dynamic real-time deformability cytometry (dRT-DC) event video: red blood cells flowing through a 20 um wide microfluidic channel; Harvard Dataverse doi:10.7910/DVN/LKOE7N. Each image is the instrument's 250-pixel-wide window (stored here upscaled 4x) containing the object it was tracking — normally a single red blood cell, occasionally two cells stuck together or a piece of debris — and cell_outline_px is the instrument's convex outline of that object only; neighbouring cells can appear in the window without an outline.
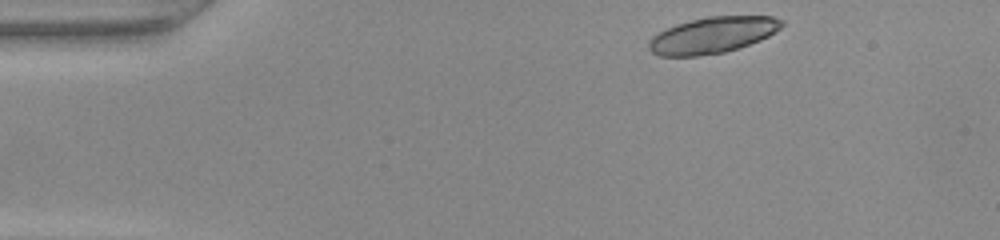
{"species": "common noctule bat (a hibernating species)", "species_latin": "Nyctalus noctula", "temperature_condition": "warm", "stored_images_in_passage": 43, "camera_frame_rate_fps": 3000, "um_per_image_px": 0.085, "animal": {"sex": "female", "body_mass_g": 22.0, "forearm_length_mm": 56.7}, "frame": {"image": 1, "passage_image": 1, "time_ms": 0.0, "image_size_px": [1000, 240], "cell_outline_px": [[784, 24], [780, 28], [768, 36], [760, 40], [724, 52], [696, 56], [660, 56], [652, 52], [648, 48], [648, 40], [652, 36], [676, 24], [708, 16], [772, 16], [784, 20]], "centroid_in_image_um": [60.56, 2.98], "position_along_channel_um": 24.4, "area_um2": 27.86}}